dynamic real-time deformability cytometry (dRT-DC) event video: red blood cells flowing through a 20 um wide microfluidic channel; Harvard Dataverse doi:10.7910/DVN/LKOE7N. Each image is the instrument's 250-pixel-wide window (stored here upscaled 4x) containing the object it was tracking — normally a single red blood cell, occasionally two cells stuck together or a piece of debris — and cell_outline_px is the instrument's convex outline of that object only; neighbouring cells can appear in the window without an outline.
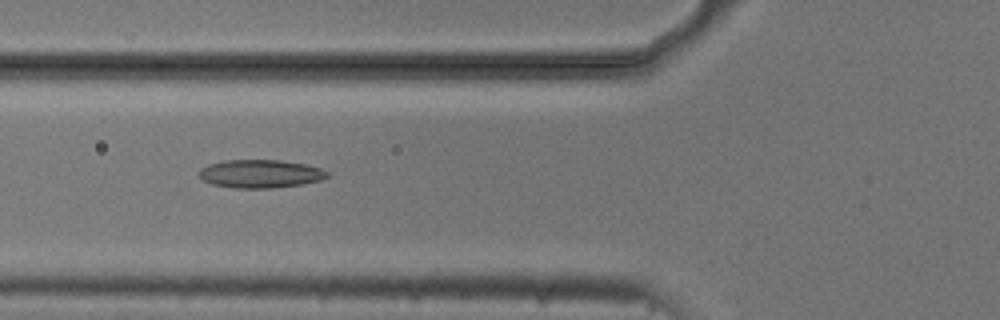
{"species": "common noctule bat (a hibernating species)", "species_latin": "Nyctalus noctula", "temperature_condition": "cold", "stored_images_in_passage": 6, "camera_frame_rate_fps": 3000, "um_per_image_px": 0.085, "animal": {"sex": "male", "body_mass_g": 20.5, "forearm_length_mm": 52.5}, "frame": {"image": 1, "passage_image": 5, "time_ms": 1.333, "image_size_px": [1000, 320], "cell_outline_px": [[332, 176], [320, 180], [300, 184], [272, 188], [236, 188], [212, 184], [196, 176], [196, 172], [200, 168], [208, 164], [224, 160], [280, 160], [304, 164], [320, 168], [328, 172]], "centroid_in_image_um": [22.09, 14.76], "position_along_channel_um": 103.7, "area_um2": 21.21}}
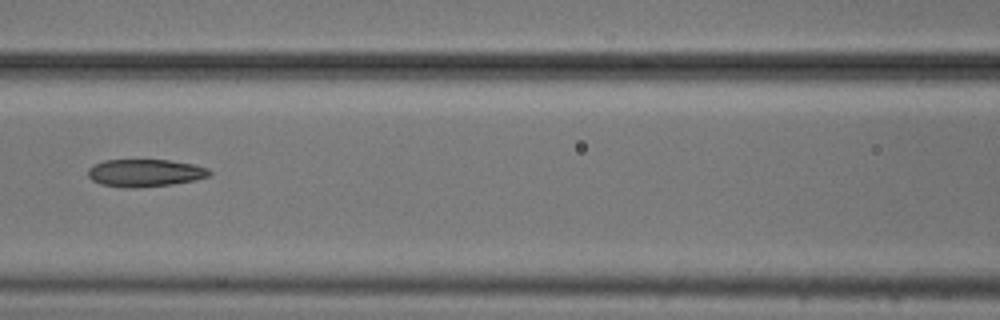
{"frame": {"image": 2, "passage_image": 6, "time_ms": 1.667, "image_size_px": [1000, 320], "cell_outline_px": [[212, 176], [196, 180], [172, 184], [132, 188], [124, 188], [100, 184], [92, 180], [88, 176], [88, 168], [104, 160], [168, 160], [192, 164], [208, 168], [212, 172]], "centroid_in_image_um": [12.35, 14.7], "position_along_channel_um": 154.3, "area_um2": 19.54}}